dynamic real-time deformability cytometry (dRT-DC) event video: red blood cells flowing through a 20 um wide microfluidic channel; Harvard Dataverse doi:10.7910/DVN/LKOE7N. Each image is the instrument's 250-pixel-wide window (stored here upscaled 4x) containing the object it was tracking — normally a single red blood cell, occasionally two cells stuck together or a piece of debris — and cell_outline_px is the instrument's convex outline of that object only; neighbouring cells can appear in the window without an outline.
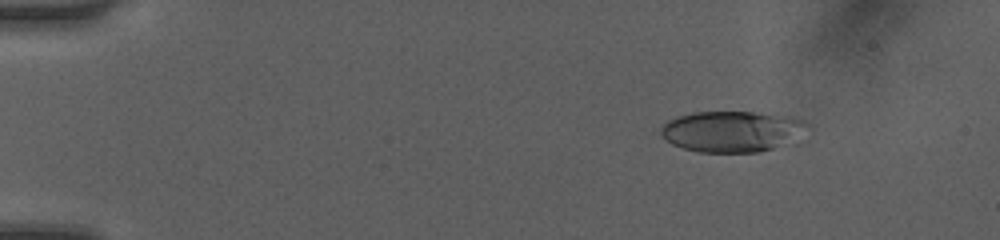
{"species": "human", "species_latin": "Homo sapiens", "temperature_condition": "room temperature", "stored_images_in_passage": 14, "camera_frame_rate_fps": 3000, "um_per_image_px": 0.085, "donor": {"sex": "female"}, "frame": {"image": 1, "passage_image": 4, "time_ms": 1.0, "image_size_px": [1000, 240], "cell_outline_px": [[808, 124], [772, 148], [760, 152], [696, 152], [672, 144], [664, 140], [660, 132], [660, 128], [668, 120], [676, 116], [692, 112], [752, 112], [792, 116], [804, 120]], "centroid_in_image_um": [62.03, 11.15], "position_along_channel_um": 23.0, "area_um2": 34.04}}
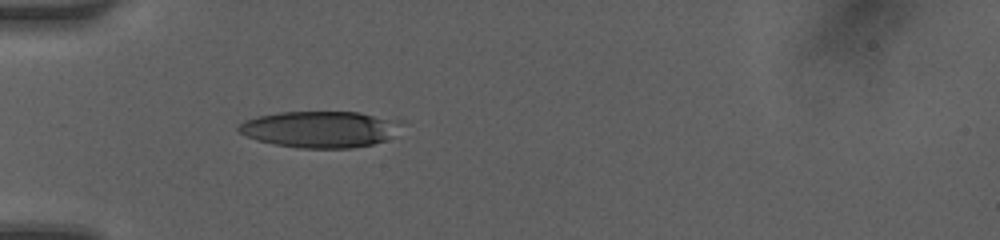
{"frame": {"image": 2, "passage_image": 11, "time_ms": 3.333, "image_size_px": [1000, 240], "cell_outline_px": [[388, 120], [384, 140], [372, 144], [352, 148], [300, 148], [276, 144], [256, 140], [240, 132], [236, 128], [244, 120], [256, 116], [280, 112], [360, 112]], "centroid_in_image_um": [26.87, 10.99], "position_along_channel_um": 58.1, "area_um2": 32.71}}
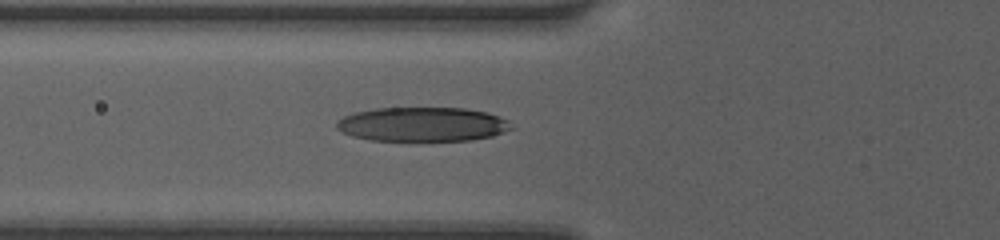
{"frame": {"image": 3, "passage_image": 14, "time_ms": 4.333, "image_size_px": [1000, 240], "cell_outline_px": [[516, 128], [492, 136], [472, 140], [372, 140], [352, 136], [336, 128], [336, 120], [344, 116], [356, 112], [376, 108], [464, 108], [488, 112], [500, 116], [508, 120]], "centroid_in_image_um": [35.96, 10.56], "position_along_channel_um": 89.8, "area_um2": 34.97}}